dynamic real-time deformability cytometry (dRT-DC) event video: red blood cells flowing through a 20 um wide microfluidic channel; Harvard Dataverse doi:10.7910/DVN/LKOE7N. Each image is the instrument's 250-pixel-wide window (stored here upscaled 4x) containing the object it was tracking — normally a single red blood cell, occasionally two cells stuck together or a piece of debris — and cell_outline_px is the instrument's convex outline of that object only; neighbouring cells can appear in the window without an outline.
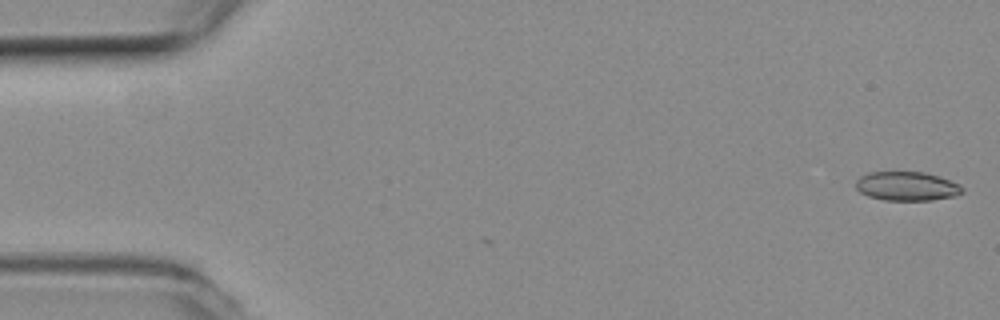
{"species": "common noctule bat (a hibernating species)", "species_latin": "Nyctalus noctula", "temperature_condition": "room temperature", "stored_images_in_passage": 2, "camera_frame_rate_fps": 3000, "um_per_image_px": 0.085, "animal": {"sex": "female", "body_mass_g": 19.3, "forearm_length_mm": 54.1}, "frame": {"image": 1, "passage_image": 2, "time_ms": 0.333, "image_size_px": [1000, 320], "cell_outline_px": [[964, 192], [956, 196], [932, 200], [884, 200], [868, 196], [860, 192], [856, 188], [856, 180], [860, 176], [868, 172], [924, 172], [940, 176], [960, 184], [964, 188]], "centroid_in_image_um": [77.11, 15.82], "position_along_channel_um": 7.9, "area_um2": 18.21}}